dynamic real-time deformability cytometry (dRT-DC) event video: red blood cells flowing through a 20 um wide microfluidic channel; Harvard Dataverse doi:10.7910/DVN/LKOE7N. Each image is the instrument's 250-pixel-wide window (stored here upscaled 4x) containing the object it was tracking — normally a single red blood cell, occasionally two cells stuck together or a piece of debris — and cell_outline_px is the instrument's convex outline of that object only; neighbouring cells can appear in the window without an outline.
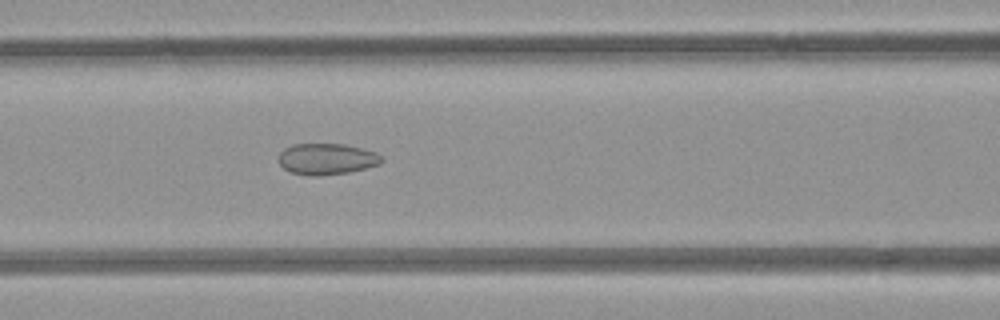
{"species": "common noctule bat (a hibernating species)", "species_latin": "Nyctalus noctula", "temperature_condition": "room temperature", "stored_images_in_passage": 4, "camera_frame_rate_fps": 3000, "um_per_image_px": 0.085, "animal": {"sex": "female", "body_mass_g": 21.9}, "frame": {"image": 1, "passage_image": 4, "time_ms": 4.333, "image_size_px": [1000, 320], "cell_outline_px": [[384, 160], [380, 164], [348, 172], [320, 176], [308, 176], [292, 172], [284, 168], [280, 164], [280, 152], [284, 148], [292, 144], [344, 144], [364, 148], [376, 152], [384, 156]], "centroid_in_image_um": [27.81, 13.51], "position_along_channel_um": 138.8, "area_um2": 18.84}}